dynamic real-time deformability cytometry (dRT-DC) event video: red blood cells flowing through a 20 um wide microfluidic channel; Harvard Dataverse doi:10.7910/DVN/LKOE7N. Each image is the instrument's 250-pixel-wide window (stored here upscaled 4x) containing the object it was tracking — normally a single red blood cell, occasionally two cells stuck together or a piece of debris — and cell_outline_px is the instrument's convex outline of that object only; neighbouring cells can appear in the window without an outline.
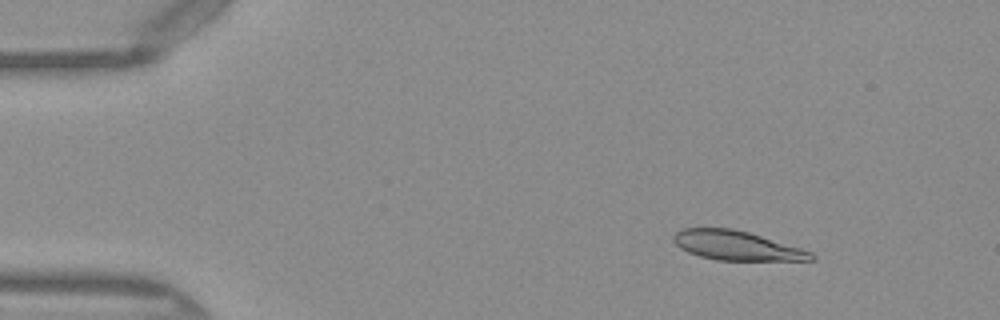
{"species": "Egyptian fruit bat (a non-hibernating species)", "species_latin": "Rousettus aegyptiacus", "temperature_condition": "warm", "stored_images_in_passage": 49, "camera_frame_rate_fps": 3000, "um_per_image_px": 0.085, "frame": {"image": 1, "passage_image": 6, "time_ms": 1.667, "image_size_px": [1000, 320], "cell_outline_px": [[816, 260], [716, 260], [700, 256], [688, 252], [680, 248], [672, 240], [672, 236], [680, 228], [732, 228], [748, 232], [800, 248], [812, 252], [816, 256]], "centroid_in_image_um": [62.58, 20.87], "position_along_channel_um": 22.4, "area_um2": 23.41}}
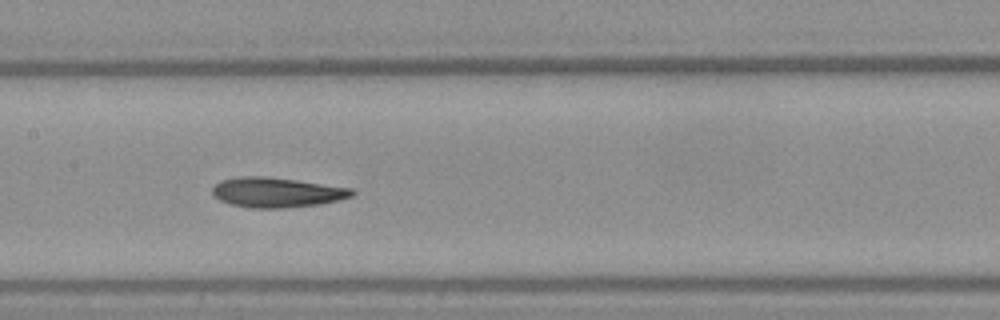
{"frame": {"image": 2, "passage_image": 24, "time_ms": 7.667, "image_size_px": [1000, 320], "cell_outline_px": [[356, 192], [352, 196], [336, 200], [316, 204], [284, 208], [248, 208], [228, 204], [220, 200], [212, 192], [212, 188], [220, 180], [240, 176], [268, 176], [352, 188]], "centroid_in_image_um": [23.48, 16.35], "position_along_channel_um": 183.9, "area_um2": 24.28}}
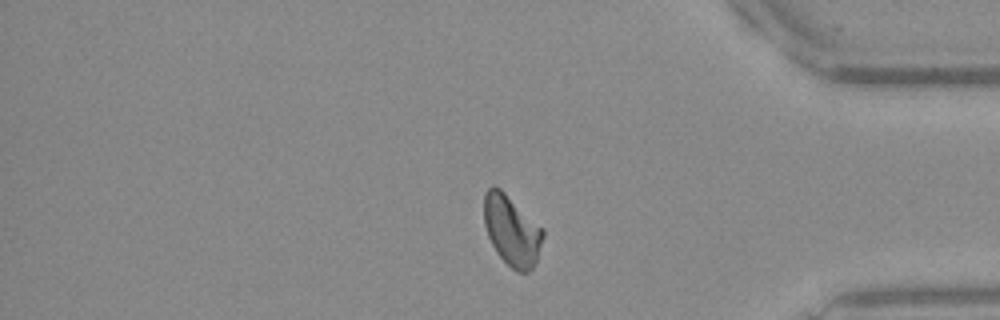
{"frame": {"image": 3, "passage_image": 41, "time_ms": 13.333, "image_size_px": [1000, 320], "cell_outline_px": [[544, 236], [536, 260], [532, 268], [528, 272], [516, 272], [496, 252], [488, 236], [484, 224], [484, 192], [492, 184], [500, 188], [544, 228]], "centroid_in_image_um": [43.5, 19.57], "position_along_channel_um": 391.7, "area_um2": 24.22}, "authors_computed_cell_mechanics": {"area_um2": 24.1026, "velocity_mm_per_s": 4.0721, "shape_relaxation_time_tau1_ms": 4.5191, "shape_relaxation_time_tau2_ms": 3.6138, "deformation_change_tau1": 0.1731, "deformation_change_tau2": 0.1142}}